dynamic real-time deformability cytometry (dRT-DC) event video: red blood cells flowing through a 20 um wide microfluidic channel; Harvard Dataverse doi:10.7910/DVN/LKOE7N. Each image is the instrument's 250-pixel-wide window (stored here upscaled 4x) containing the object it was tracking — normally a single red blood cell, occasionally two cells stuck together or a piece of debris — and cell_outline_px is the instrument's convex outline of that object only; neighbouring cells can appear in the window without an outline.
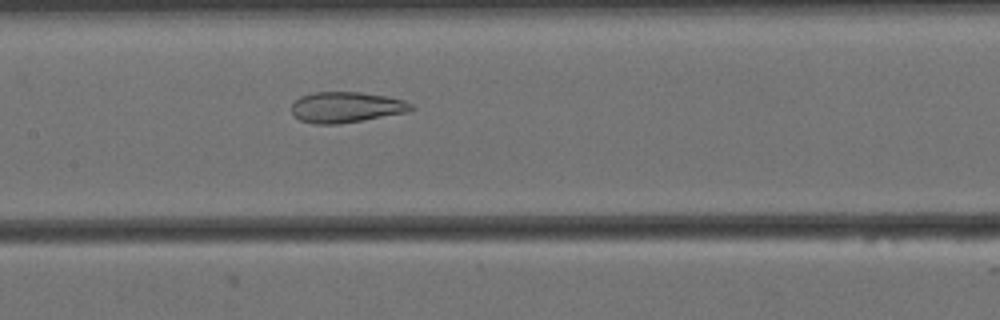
{"species": "Egyptian fruit bat (a non-hibernating species)", "species_latin": "Rousettus aegyptiacus", "temperature_condition": "cold", "stored_images_in_passage": 52, "camera_frame_rate_fps": 3000, "um_per_image_px": 0.085, "animal": {"sex": "female"}, "frame": {"image": 1, "passage_image": 26, "time_ms": 8.333, "image_size_px": [1000, 320], "cell_outline_px": [[416, 108], [408, 112], [364, 120], [336, 124], [312, 124], [300, 120], [292, 112], [292, 104], [300, 96], [312, 92], [360, 92], [388, 96], [404, 100], [412, 104]], "centroid_in_image_um": [29.45, 9.11], "position_along_channel_um": 177.9, "area_um2": 21.56}}
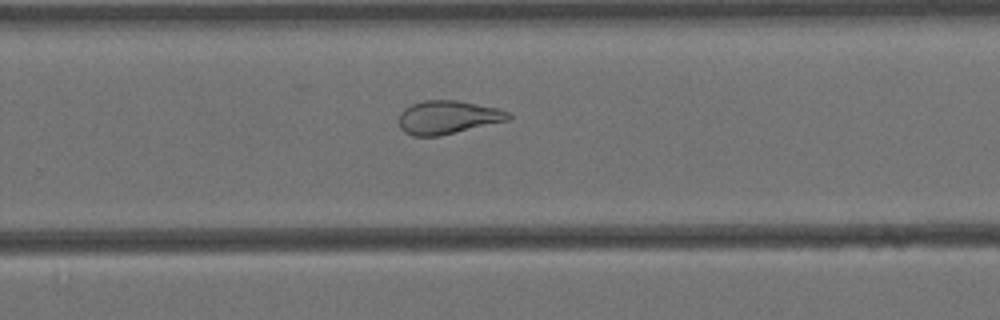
{"frame": {"image": 2, "passage_image": 36, "time_ms": 11.667, "image_size_px": [1000, 320], "cell_outline_px": [[512, 116], [508, 120], [440, 136], [412, 136], [404, 132], [400, 128], [400, 112], [404, 108], [412, 104], [424, 100], [456, 100], [500, 108], [512, 112]], "centroid_in_image_um": [38.09, 9.96], "position_along_channel_um": 291.7, "area_um2": 21.44}}
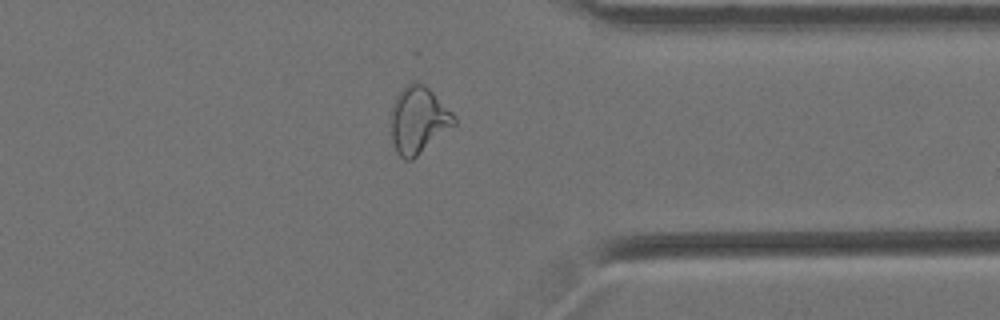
{"frame": {"image": 3, "passage_image": 44, "time_ms": 14.333, "image_size_px": [1000, 320], "cell_outline_px": [[456, 124], [412, 160], [404, 160], [396, 152], [392, 140], [392, 104], [396, 96], [408, 84], [416, 80], [424, 84], [456, 116]], "centroid_in_image_um": [35.57, 10.21], "position_along_channel_um": 375.8, "area_um2": 24.33}}